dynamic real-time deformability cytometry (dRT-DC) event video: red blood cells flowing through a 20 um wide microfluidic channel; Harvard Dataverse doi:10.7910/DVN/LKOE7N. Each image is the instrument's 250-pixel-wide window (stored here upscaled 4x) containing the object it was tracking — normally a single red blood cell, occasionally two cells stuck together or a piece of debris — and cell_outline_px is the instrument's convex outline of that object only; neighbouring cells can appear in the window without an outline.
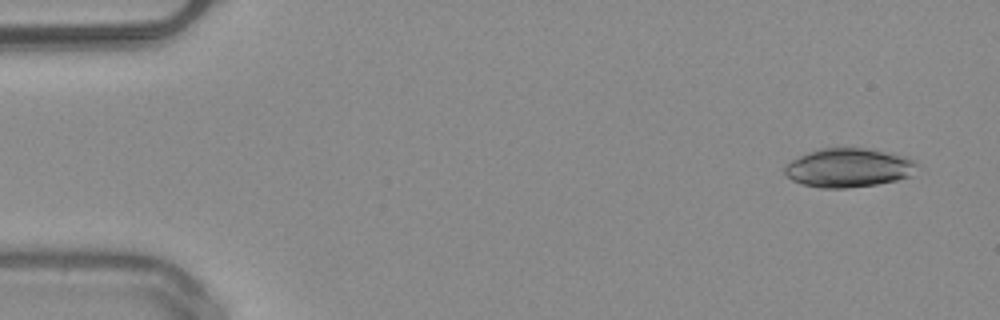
{"species": "common noctule bat (a hibernating species)", "species_latin": "Nyctalus noctula", "temperature_condition": "warm", "stored_images_in_passage": 49, "camera_frame_rate_fps": 3000, "um_per_image_px": 0.085, "animal": {"sex": "male", "body_mass_g": 20.4}, "frame": {"image": 1, "passage_image": 3, "time_ms": 0.667, "image_size_px": [1000, 320], "cell_outline_px": [[920, 164], [908, 176], [896, 180], [876, 184], [848, 188], [820, 188], [804, 184], [792, 180], [784, 172], [784, 164], [808, 152], [820, 148], [868, 148], [888, 152], [904, 156]], "centroid_in_image_um": [72.1, 14.25], "position_along_channel_um": 12.9, "area_um2": 29.88}}
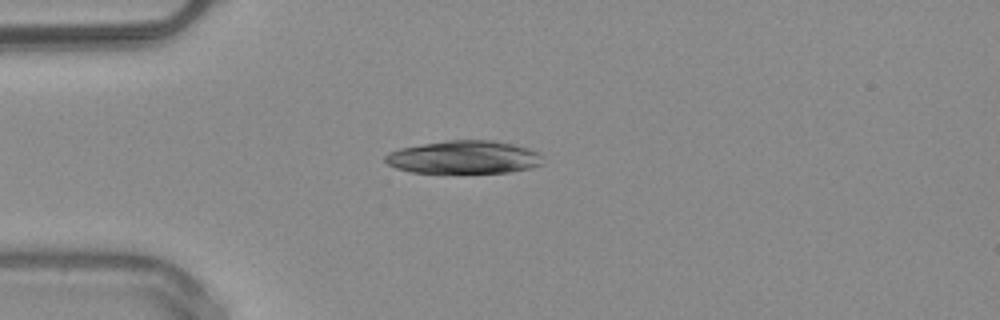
{"frame": {"image": 2, "passage_image": 13, "time_ms": 4.0, "image_size_px": [1000, 320], "cell_outline_px": [[544, 164], [532, 168], [508, 172], [412, 172], [396, 168], [388, 164], [384, 160], [384, 156], [388, 152], [400, 148], [448, 140], [492, 140], [512, 144], [528, 148], [540, 152]], "centroid_in_image_um": [39.46, 13.36], "position_along_channel_um": 45.5, "area_um2": 30.23}}
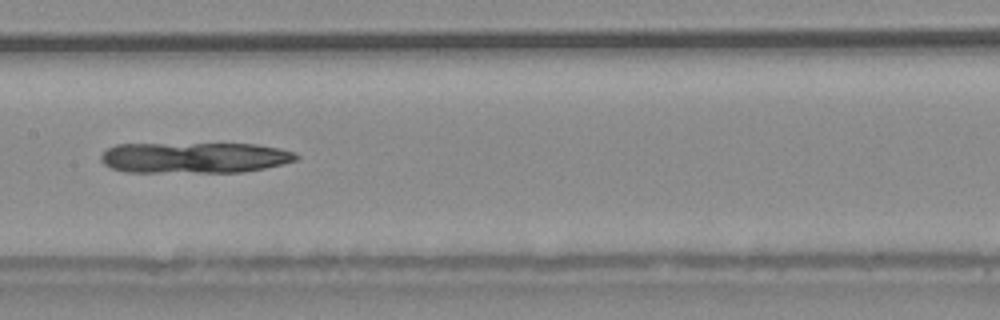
{"frame": {"image": 3, "passage_image": 25, "time_ms": 8.0, "image_size_px": [1000, 320], "cell_outline_px": [[300, 156], [296, 160], [284, 164], [244, 172], [128, 172], [112, 168], [104, 164], [100, 160], [100, 156], [108, 148], [116, 144], [256, 144], [280, 148], [296, 152]], "centroid_in_image_um": [16.57, 13.4], "position_along_channel_um": 190.8, "area_um2": 35.26}}